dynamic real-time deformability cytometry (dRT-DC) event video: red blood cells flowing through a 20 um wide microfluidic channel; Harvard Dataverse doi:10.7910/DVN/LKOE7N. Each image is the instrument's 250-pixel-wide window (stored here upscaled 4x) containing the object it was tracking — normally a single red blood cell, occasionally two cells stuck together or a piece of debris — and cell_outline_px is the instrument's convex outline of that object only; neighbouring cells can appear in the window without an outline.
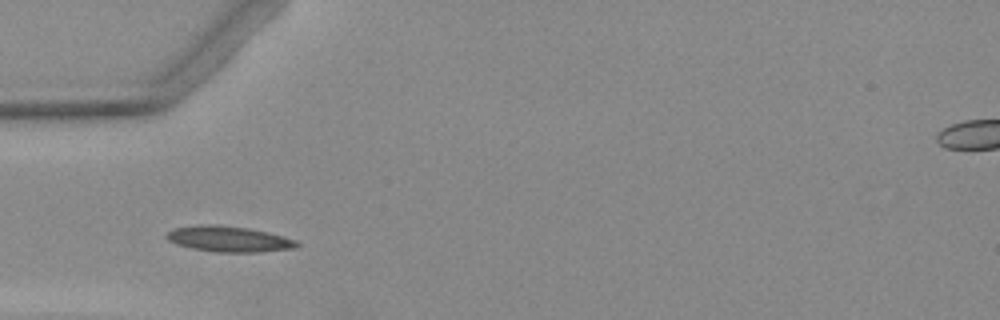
{"species": "Egyptian fruit bat (a non-hibernating species)", "species_latin": "Rousettus aegyptiacus", "temperature_condition": "warm", "stored_images_in_passage": 4, "camera_frame_rate_fps": 3000, "um_per_image_px": 0.085, "animal": {"sex": "female"}, "frame": {"image": 1, "passage_image": 2, "time_ms": 1.0, "image_size_px": [1000, 320], "cell_outline_px": [[300, 244], [296, 248], [256, 252], [216, 252], [192, 248], [176, 244], [168, 240], [164, 236], [168, 232], [176, 228], [248, 228], [268, 232], [296, 240]], "centroid_in_image_um": [19.55, 20.38], "position_along_channel_um": 65.4, "area_um2": 18.21}}
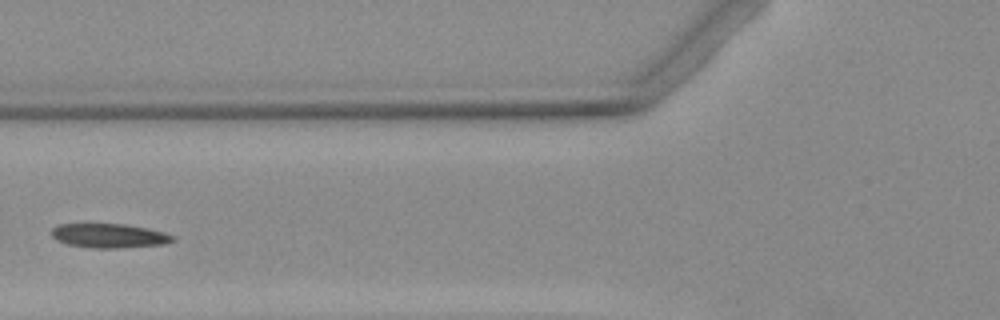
{"frame": {"image": 2, "passage_image": 3, "time_ms": 2.333, "image_size_px": [1000, 320], "cell_outline_px": [[176, 240], [164, 244], [120, 248], [92, 248], [68, 244], [56, 240], [52, 236], [52, 228], [60, 224], [124, 224], [148, 228], [164, 232], [176, 236]], "centroid_in_image_um": [9.32, 20.04], "position_along_channel_um": 116.5, "area_um2": 17.17}}
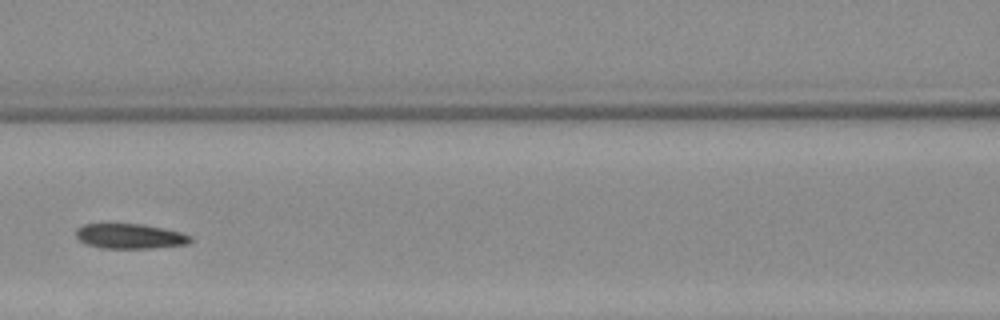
{"frame": {"image": 3, "passage_image": 4, "time_ms": 3.333, "image_size_px": [1000, 320], "cell_outline_px": [[192, 240], [188, 244], [148, 248], [100, 248], [84, 244], [76, 236], [76, 228], [84, 224], [140, 224], [164, 228], [180, 232], [192, 236]], "centroid_in_image_um": [11.03, 20.08], "position_along_channel_um": 155.6, "area_um2": 16.65}}